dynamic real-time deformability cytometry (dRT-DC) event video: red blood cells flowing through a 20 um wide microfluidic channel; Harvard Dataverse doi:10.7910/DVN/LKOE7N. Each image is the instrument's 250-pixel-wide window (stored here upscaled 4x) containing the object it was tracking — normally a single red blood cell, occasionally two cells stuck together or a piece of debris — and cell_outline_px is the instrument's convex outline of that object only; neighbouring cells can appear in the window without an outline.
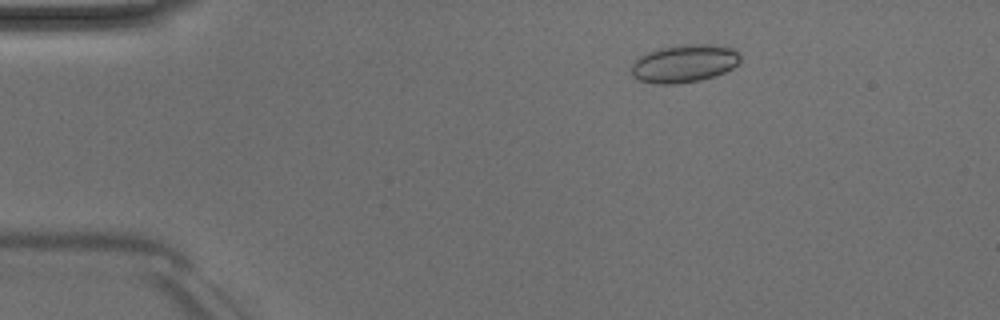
{"species": "Egyptian fruit bat (a non-hibernating species)", "species_latin": "Rousettus aegyptiacus", "temperature_condition": "room temperature", "stored_images_in_passage": 51, "camera_frame_rate_fps": 3000, "um_per_image_px": 0.085, "animal": {"sex": "male"}, "frame": {"image": 1, "passage_image": 9, "time_ms": 2.667, "image_size_px": [1000, 320], "cell_outline_px": [[740, 60], [732, 68], [716, 76], [700, 80], [676, 84], [652, 84], [640, 80], [632, 76], [632, 64], [640, 56], [648, 52], [660, 48], [680, 44], [716, 44], [736, 48], [740, 52]], "centroid_in_image_um": [58.19, 5.39], "position_along_channel_um": 26.8, "area_um2": 24.33}}
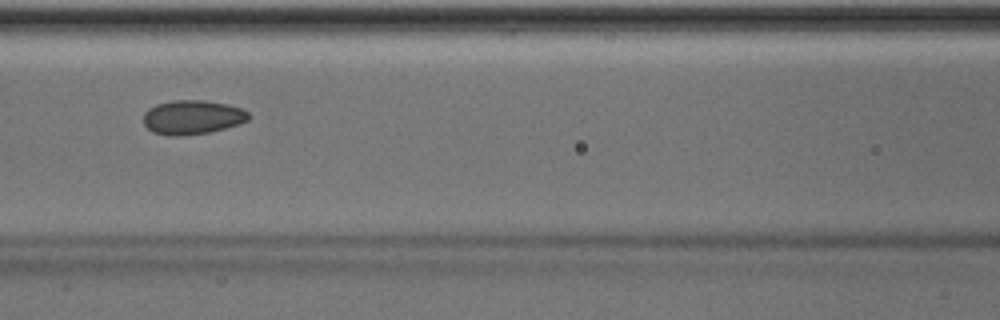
{"frame": {"image": 2, "passage_image": 23, "time_ms": 7.333, "image_size_px": [1000, 320], "cell_outline_px": [[248, 120], [224, 128], [208, 132], [176, 136], [168, 136], [152, 132], [144, 124], [144, 112], [148, 108], [156, 104], [172, 100], [204, 100], [228, 104], [240, 108], [248, 112]], "centroid_in_image_um": [16.3, 9.95], "position_along_channel_um": 150.3, "area_um2": 20.81}}
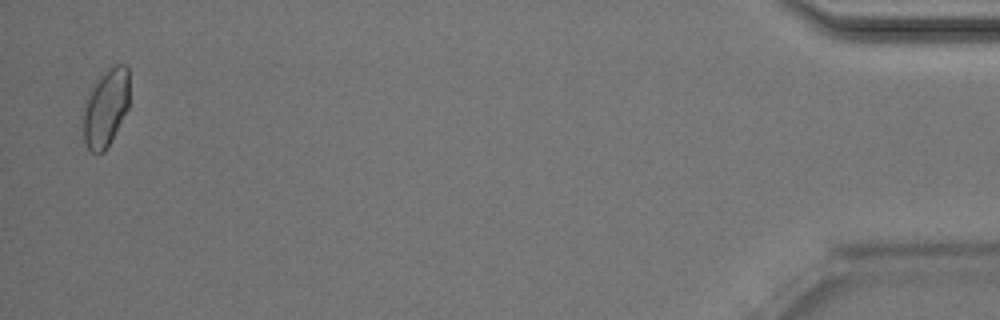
{"frame": {"image": 3, "passage_image": 50, "time_ms": 16.333, "image_size_px": [1000, 320], "cell_outline_px": [[128, 108], [104, 152], [92, 152], [88, 148], [84, 140], [84, 100], [92, 88], [108, 68], [116, 64], [124, 64], [128, 68]], "centroid_in_image_um": [8.99, 9.15], "position_along_channel_um": 426.2, "area_um2": 20.35}, "authors_computed_cell_mechanics": {"area_um2": 20.7502, "velocity_mm_per_s": 4.0288, "shape_relaxation_time_tau1_ms": 6.1907, "shape_relaxation_time_tau2_ms": 1.711, "deformation_change_tau1": 0.0769, "deformation_change_tau2": 0.0367}}